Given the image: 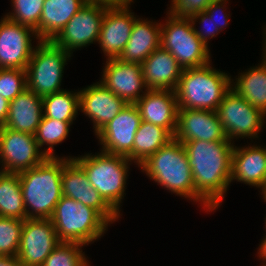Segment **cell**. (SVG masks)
I'll use <instances>...</instances> for the list:
<instances>
[{
	"label": "cell",
	"instance_id": "2e32d148",
	"mask_svg": "<svg viewBox=\"0 0 266 266\" xmlns=\"http://www.w3.org/2000/svg\"><path fill=\"white\" fill-rule=\"evenodd\" d=\"M102 72L100 83L127 104H135L148 90L141 64L106 59Z\"/></svg>",
	"mask_w": 266,
	"mask_h": 266
},
{
	"label": "cell",
	"instance_id": "44dd1931",
	"mask_svg": "<svg viewBox=\"0 0 266 266\" xmlns=\"http://www.w3.org/2000/svg\"><path fill=\"white\" fill-rule=\"evenodd\" d=\"M233 180L260 189L266 184L265 146L257 143L247 147L234 145L230 182Z\"/></svg>",
	"mask_w": 266,
	"mask_h": 266
},
{
	"label": "cell",
	"instance_id": "3957f363",
	"mask_svg": "<svg viewBox=\"0 0 266 266\" xmlns=\"http://www.w3.org/2000/svg\"><path fill=\"white\" fill-rule=\"evenodd\" d=\"M211 65L183 69L175 89L179 109L217 110L232 78Z\"/></svg>",
	"mask_w": 266,
	"mask_h": 266
},
{
	"label": "cell",
	"instance_id": "5bb4252c",
	"mask_svg": "<svg viewBox=\"0 0 266 266\" xmlns=\"http://www.w3.org/2000/svg\"><path fill=\"white\" fill-rule=\"evenodd\" d=\"M142 118L135 104H127L111 121L95 135L99 139L101 151L127 157L132 149L135 134Z\"/></svg>",
	"mask_w": 266,
	"mask_h": 266
},
{
	"label": "cell",
	"instance_id": "ffe728a7",
	"mask_svg": "<svg viewBox=\"0 0 266 266\" xmlns=\"http://www.w3.org/2000/svg\"><path fill=\"white\" fill-rule=\"evenodd\" d=\"M135 105L142 121L161 126L175 135L179 109L175 91L148 89Z\"/></svg>",
	"mask_w": 266,
	"mask_h": 266
},
{
	"label": "cell",
	"instance_id": "d6a6232c",
	"mask_svg": "<svg viewBox=\"0 0 266 266\" xmlns=\"http://www.w3.org/2000/svg\"><path fill=\"white\" fill-rule=\"evenodd\" d=\"M24 220L0 217V255L17 256Z\"/></svg>",
	"mask_w": 266,
	"mask_h": 266
},
{
	"label": "cell",
	"instance_id": "e0dca14e",
	"mask_svg": "<svg viewBox=\"0 0 266 266\" xmlns=\"http://www.w3.org/2000/svg\"><path fill=\"white\" fill-rule=\"evenodd\" d=\"M130 5L107 8L102 20L98 44L106 59L119 58L129 38L135 20Z\"/></svg>",
	"mask_w": 266,
	"mask_h": 266
},
{
	"label": "cell",
	"instance_id": "d6986e66",
	"mask_svg": "<svg viewBox=\"0 0 266 266\" xmlns=\"http://www.w3.org/2000/svg\"><path fill=\"white\" fill-rule=\"evenodd\" d=\"M79 104L81 112L92 120L95 134L127 105L100 82L80 89Z\"/></svg>",
	"mask_w": 266,
	"mask_h": 266
},
{
	"label": "cell",
	"instance_id": "277c9868",
	"mask_svg": "<svg viewBox=\"0 0 266 266\" xmlns=\"http://www.w3.org/2000/svg\"><path fill=\"white\" fill-rule=\"evenodd\" d=\"M139 168L164 189L195 201L194 180L183 143L173 138Z\"/></svg>",
	"mask_w": 266,
	"mask_h": 266
},
{
	"label": "cell",
	"instance_id": "74e56055",
	"mask_svg": "<svg viewBox=\"0 0 266 266\" xmlns=\"http://www.w3.org/2000/svg\"><path fill=\"white\" fill-rule=\"evenodd\" d=\"M87 3L104 6L106 8L131 5L133 0H86Z\"/></svg>",
	"mask_w": 266,
	"mask_h": 266
},
{
	"label": "cell",
	"instance_id": "1f68e13d",
	"mask_svg": "<svg viewBox=\"0 0 266 266\" xmlns=\"http://www.w3.org/2000/svg\"><path fill=\"white\" fill-rule=\"evenodd\" d=\"M82 247L85 245L60 242L41 266H90Z\"/></svg>",
	"mask_w": 266,
	"mask_h": 266
},
{
	"label": "cell",
	"instance_id": "7bdbcfd3",
	"mask_svg": "<svg viewBox=\"0 0 266 266\" xmlns=\"http://www.w3.org/2000/svg\"><path fill=\"white\" fill-rule=\"evenodd\" d=\"M260 191H261L260 193L262 195L264 202H266V184L261 188Z\"/></svg>",
	"mask_w": 266,
	"mask_h": 266
},
{
	"label": "cell",
	"instance_id": "cb8c5ba5",
	"mask_svg": "<svg viewBox=\"0 0 266 266\" xmlns=\"http://www.w3.org/2000/svg\"><path fill=\"white\" fill-rule=\"evenodd\" d=\"M161 22L138 18L133 25L130 38L118 59L123 62L141 64L160 46Z\"/></svg>",
	"mask_w": 266,
	"mask_h": 266
},
{
	"label": "cell",
	"instance_id": "e575fe53",
	"mask_svg": "<svg viewBox=\"0 0 266 266\" xmlns=\"http://www.w3.org/2000/svg\"><path fill=\"white\" fill-rule=\"evenodd\" d=\"M193 25L195 34L201 40V42L209 49L208 39L216 37L220 31L216 28V22L214 21V2L200 13H196L189 17ZM202 24V29L198 30L195 26L196 22ZM207 26V27H206Z\"/></svg>",
	"mask_w": 266,
	"mask_h": 266
},
{
	"label": "cell",
	"instance_id": "4dcf8cb0",
	"mask_svg": "<svg viewBox=\"0 0 266 266\" xmlns=\"http://www.w3.org/2000/svg\"><path fill=\"white\" fill-rule=\"evenodd\" d=\"M12 12L4 16L33 29L39 39V22L44 0H11Z\"/></svg>",
	"mask_w": 266,
	"mask_h": 266
},
{
	"label": "cell",
	"instance_id": "4fadbf2b",
	"mask_svg": "<svg viewBox=\"0 0 266 266\" xmlns=\"http://www.w3.org/2000/svg\"><path fill=\"white\" fill-rule=\"evenodd\" d=\"M51 219H25L17 257L25 266H41L58 246Z\"/></svg>",
	"mask_w": 266,
	"mask_h": 266
},
{
	"label": "cell",
	"instance_id": "83f0119b",
	"mask_svg": "<svg viewBox=\"0 0 266 266\" xmlns=\"http://www.w3.org/2000/svg\"><path fill=\"white\" fill-rule=\"evenodd\" d=\"M0 217L27 219L18 174L0 175Z\"/></svg>",
	"mask_w": 266,
	"mask_h": 266
},
{
	"label": "cell",
	"instance_id": "4316f807",
	"mask_svg": "<svg viewBox=\"0 0 266 266\" xmlns=\"http://www.w3.org/2000/svg\"><path fill=\"white\" fill-rule=\"evenodd\" d=\"M172 139L173 136L163 127L141 121L135 134L133 149L127 158L139 167Z\"/></svg>",
	"mask_w": 266,
	"mask_h": 266
},
{
	"label": "cell",
	"instance_id": "484cf974",
	"mask_svg": "<svg viewBox=\"0 0 266 266\" xmlns=\"http://www.w3.org/2000/svg\"><path fill=\"white\" fill-rule=\"evenodd\" d=\"M262 58L261 64L239 73L235 82L231 79V88L266 115V58Z\"/></svg>",
	"mask_w": 266,
	"mask_h": 266
},
{
	"label": "cell",
	"instance_id": "5b68a950",
	"mask_svg": "<svg viewBox=\"0 0 266 266\" xmlns=\"http://www.w3.org/2000/svg\"><path fill=\"white\" fill-rule=\"evenodd\" d=\"M84 170L90 184L99 192L103 200L120 216L124 198L129 165L127 157L99 152L72 157Z\"/></svg>",
	"mask_w": 266,
	"mask_h": 266
},
{
	"label": "cell",
	"instance_id": "603a6c76",
	"mask_svg": "<svg viewBox=\"0 0 266 266\" xmlns=\"http://www.w3.org/2000/svg\"><path fill=\"white\" fill-rule=\"evenodd\" d=\"M43 117L42 97L26 88L9 102L4 127L34 135Z\"/></svg>",
	"mask_w": 266,
	"mask_h": 266
},
{
	"label": "cell",
	"instance_id": "d590c367",
	"mask_svg": "<svg viewBox=\"0 0 266 266\" xmlns=\"http://www.w3.org/2000/svg\"><path fill=\"white\" fill-rule=\"evenodd\" d=\"M210 4V0H171L168 12L173 16L189 18L203 12Z\"/></svg>",
	"mask_w": 266,
	"mask_h": 266
},
{
	"label": "cell",
	"instance_id": "7402d4cb",
	"mask_svg": "<svg viewBox=\"0 0 266 266\" xmlns=\"http://www.w3.org/2000/svg\"><path fill=\"white\" fill-rule=\"evenodd\" d=\"M142 74L148 89L175 91L183 68L172 54L159 46L142 63Z\"/></svg>",
	"mask_w": 266,
	"mask_h": 266
},
{
	"label": "cell",
	"instance_id": "30bf717a",
	"mask_svg": "<svg viewBox=\"0 0 266 266\" xmlns=\"http://www.w3.org/2000/svg\"><path fill=\"white\" fill-rule=\"evenodd\" d=\"M48 156L40 150L35 135L0 127V164L3 173L18 174L43 162Z\"/></svg>",
	"mask_w": 266,
	"mask_h": 266
},
{
	"label": "cell",
	"instance_id": "8992f818",
	"mask_svg": "<svg viewBox=\"0 0 266 266\" xmlns=\"http://www.w3.org/2000/svg\"><path fill=\"white\" fill-rule=\"evenodd\" d=\"M61 242L89 245L101 238L110 223L94 208L62 196L50 218Z\"/></svg>",
	"mask_w": 266,
	"mask_h": 266
},
{
	"label": "cell",
	"instance_id": "f1b7e54d",
	"mask_svg": "<svg viewBox=\"0 0 266 266\" xmlns=\"http://www.w3.org/2000/svg\"><path fill=\"white\" fill-rule=\"evenodd\" d=\"M43 117L68 123L76 120L79 104V89L76 92L62 90L42 98Z\"/></svg>",
	"mask_w": 266,
	"mask_h": 266
},
{
	"label": "cell",
	"instance_id": "ac0fdd59",
	"mask_svg": "<svg viewBox=\"0 0 266 266\" xmlns=\"http://www.w3.org/2000/svg\"><path fill=\"white\" fill-rule=\"evenodd\" d=\"M173 138L181 143L192 140H228L217 112L198 109H178Z\"/></svg>",
	"mask_w": 266,
	"mask_h": 266
},
{
	"label": "cell",
	"instance_id": "60d3db41",
	"mask_svg": "<svg viewBox=\"0 0 266 266\" xmlns=\"http://www.w3.org/2000/svg\"><path fill=\"white\" fill-rule=\"evenodd\" d=\"M258 257H259V260H263L264 263L262 266H265L266 265V235L265 237L263 238V240L261 241V244L259 245V248H258V252H257Z\"/></svg>",
	"mask_w": 266,
	"mask_h": 266
},
{
	"label": "cell",
	"instance_id": "ba28073f",
	"mask_svg": "<svg viewBox=\"0 0 266 266\" xmlns=\"http://www.w3.org/2000/svg\"><path fill=\"white\" fill-rule=\"evenodd\" d=\"M70 57L52 41H38L26 68L27 88L42 98L64 90L62 78Z\"/></svg>",
	"mask_w": 266,
	"mask_h": 266
},
{
	"label": "cell",
	"instance_id": "b9f144b4",
	"mask_svg": "<svg viewBox=\"0 0 266 266\" xmlns=\"http://www.w3.org/2000/svg\"><path fill=\"white\" fill-rule=\"evenodd\" d=\"M263 30L265 31V33H263L264 34V39H263L264 40V42H263V44H264L263 45L264 46L263 47V52L264 53H263V56L266 58V27Z\"/></svg>",
	"mask_w": 266,
	"mask_h": 266
},
{
	"label": "cell",
	"instance_id": "836d02e7",
	"mask_svg": "<svg viewBox=\"0 0 266 266\" xmlns=\"http://www.w3.org/2000/svg\"><path fill=\"white\" fill-rule=\"evenodd\" d=\"M26 88V70L0 68V96L10 102Z\"/></svg>",
	"mask_w": 266,
	"mask_h": 266
},
{
	"label": "cell",
	"instance_id": "9c48e42d",
	"mask_svg": "<svg viewBox=\"0 0 266 266\" xmlns=\"http://www.w3.org/2000/svg\"><path fill=\"white\" fill-rule=\"evenodd\" d=\"M229 141L239 138H258L266 123V115L250 105L232 88L224 95L216 110Z\"/></svg>",
	"mask_w": 266,
	"mask_h": 266
},
{
	"label": "cell",
	"instance_id": "ee69618b",
	"mask_svg": "<svg viewBox=\"0 0 266 266\" xmlns=\"http://www.w3.org/2000/svg\"><path fill=\"white\" fill-rule=\"evenodd\" d=\"M220 1H229V0H210V2H220Z\"/></svg>",
	"mask_w": 266,
	"mask_h": 266
},
{
	"label": "cell",
	"instance_id": "7c38bea8",
	"mask_svg": "<svg viewBox=\"0 0 266 266\" xmlns=\"http://www.w3.org/2000/svg\"><path fill=\"white\" fill-rule=\"evenodd\" d=\"M0 20V68L26 70L35 48L32 40L39 41L36 32L5 16Z\"/></svg>",
	"mask_w": 266,
	"mask_h": 266
},
{
	"label": "cell",
	"instance_id": "52a82bcc",
	"mask_svg": "<svg viewBox=\"0 0 266 266\" xmlns=\"http://www.w3.org/2000/svg\"><path fill=\"white\" fill-rule=\"evenodd\" d=\"M166 13L168 19L161 23L160 46L168 50L183 69L209 64L210 50L195 34L191 20Z\"/></svg>",
	"mask_w": 266,
	"mask_h": 266
},
{
	"label": "cell",
	"instance_id": "8d00e7d4",
	"mask_svg": "<svg viewBox=\"0 0 266 266\" xmlns=\"http://www.w3.org/2000/svg\"><path fill=\"white\" fill-rule=\"evenodd\" d=\"M228 1L214 2V21L216 22V28L221 32L226 26L229 25V15L225 12L224 8L227 9ZM225 12V13H223ZM223 13V14H222ZM222 14V15H221ZM228 14V15H227ZM219 16V17H218ZM217 17V19H216ZM220 18V19H219ZM222 19V20H221ZM221 20V21H220ZM219 22V23H218ZM221 22V23H220Z\"/></svg>",
	"mask_w": 266,
	"mask_h": 266
},
{
	"label": "cell",
	"instance_id": "d4e9b609",
	"mask_svg": "<svg viewBox=\"0 0 266 266\" xmlns=\"http://www.w3.org/2000/svg\"><path fill=\"white\" fill-rule=\"evenodd\" d=\"M86 3V0H44L39 41H52Z\"/></svg>",
	"mask_w": 266,
	"mask_h": 266
},
{
	"label": "cell",
	"instance_id": "9a60e30c",
	"mask_svg": "<svg viewBox=\"0 0 266 266\" xmlns=\"http://www.w3.org/2000/svg\"><path fill=\"white\" fill-rule=\"evenodd\" d=\"M61 186L63 196L94 208L110 224L119 219L120 216L103 200L99 192L88 181L84 170L71 156L63 157Z\"/></svg>",
	"mask_w": 266,
	"mask_h": 266
},
{
	"label": "cell",
	"instance_id": "6da1fadb",
	"mask_svg": "<svg viewBox=\"0 0 266 266\" xmlns=\"http://www.w3.org/2000/svg\"><path fill=\"white\" fill-rule=\"evenodd\" d=\"M195 186V202L217 210L231 184L233 142L192 140L183 143Z\"/></svg>",
	"mask_w": 266,
	"mask_h": 266
},
{
	"label": "cell",
	"instance_id": "8fae6325",
	"mask_svg": "<svg viewBox=\"0 0 266 266\" xmlns=\"http://www.w3.org/2000/svg\"><path fill=\"white\" fill-rule=\"evenodd\" d=\"M106 9L104 6L86 3L52 42L71 54L77 49L98 42Z\"/></svg>",
	"mask_w": 266,
	"mask_h": 266
},
{
	"label": "cell",
	"instance_id": "f35d334b",
	"mask_svg": "<svg viewBox=\"0 0 266 266\" xmlns=\"http://www.w3.org/2000/svg\"><path fill=\"white\" fill-rule=\"evenodd\" d=\"M9 113V101L0 96V127L4 125Z\"/></svg>",
	"mask_w": 266,
	"mask_h": 266
},
{
	"label": "cell",
	"instance_id": "f546056e",
	"mask_svg": "<svg viewBox=\"0 0 266 266\" xmlns=\"http://www.w3.org/2000/svg\"><path fill=\"white\" fill-rule=\"evenodd\" d=\"M71 125L72 123L42 117L34 134L39 148L47 145L48 148L44 150V153L48 157H55L54 146L62 143L68 137Z\"/></svg>",
	"mask_w": 266,
	"mask_h": 266
},
{
	"label": "cell",
	"instance_id": "7a4b0ae2",
	"mask_svg": "<svg viewBox=\"0 0 266 266\" xmlns=\"http://www.w3.org/2000/svg\"><path fill=\"white\" fill-rule=\"evenodd\" d=\"M63 157H47L43 162L18 173L26 216L50 219L62 195Z\"/></svg>",
	"mask_w": 266,
	"mask_h": 266
},
{
	"label": "cell",
	"instance_id": "ab89813d",
	"mask_svg": "<svg viewBox=\"0 0 266 266\" xmlns=\"http://www.w3.org/2000/svg\"><path fill=\"white\" fill-rule=\"evenodd\" d=\"M0 266H25L17 256L0 255Z\"/></svg>",
	"mask_w": 266,
	"mask_h": 266
}]
</instances>
